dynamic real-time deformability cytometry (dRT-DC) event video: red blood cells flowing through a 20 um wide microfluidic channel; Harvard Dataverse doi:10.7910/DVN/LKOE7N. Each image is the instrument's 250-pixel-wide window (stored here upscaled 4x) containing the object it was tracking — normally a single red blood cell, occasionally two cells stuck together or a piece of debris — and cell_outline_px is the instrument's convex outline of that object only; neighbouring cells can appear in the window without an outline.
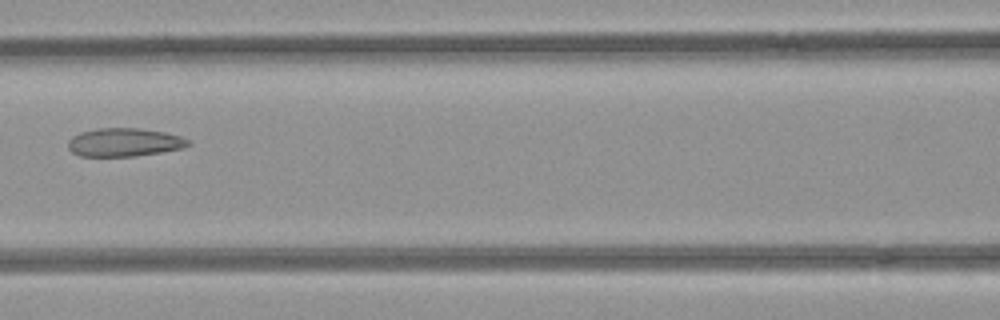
{"species": "common noctule bat (a hibernating species)", "species_latin": "Nyctalus noctula", "temperature_condition": "room temperature", "stored_images_in_passage": 5, "camera_frame_rate_fps": 3000, "um_per_image_px": 0.085, "animal": {"sex": "female", "body_mass_g": 21.9}, "frame": {"image": 1, "passage_image": 4, "time_ms": 1.0, "image_size_px": [1000, 320], "cell_outline_px": [[192, 144], [180, 148], [160, 152], [136, 156], [80, 156], [72, 152], [68, 148], [68, 140], [72, 136], [80, 132], [100, 128], [140, 128], [164, 132], [180, 136], [192, 140]], "centroid_in_image_um": [10.56, 12.09], "position_along_channel_um": 156.0, "area_um2": 19.88}}
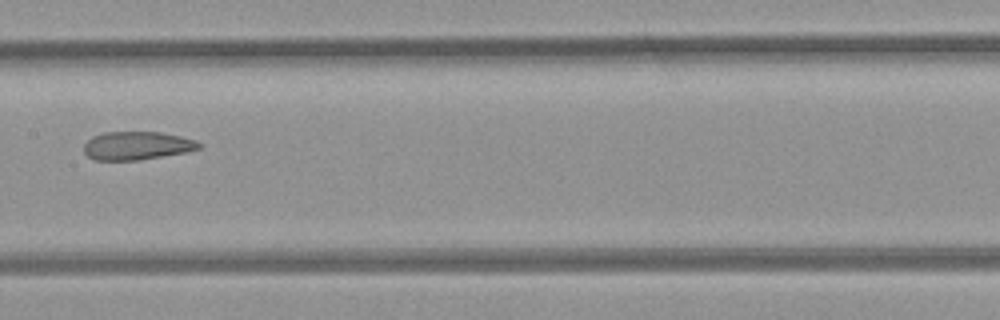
{"frame": {"image": 2, "passage_image": 5, "time_ms": 1.333, "image_size_px": [1000, 320], "cell_outline_px": [[204, 144], [200, 148], [184, 152], [140, 160], [96, 160], [88, 156], [84, 152], [84, 144], [92, 136], [104, 132], [160, 132], [180, 136], [196, 140]], "centroid_in_image_um": [11.64, 12.37], "position_along_channel_um": 195.8, "area_um2": 18.96}}